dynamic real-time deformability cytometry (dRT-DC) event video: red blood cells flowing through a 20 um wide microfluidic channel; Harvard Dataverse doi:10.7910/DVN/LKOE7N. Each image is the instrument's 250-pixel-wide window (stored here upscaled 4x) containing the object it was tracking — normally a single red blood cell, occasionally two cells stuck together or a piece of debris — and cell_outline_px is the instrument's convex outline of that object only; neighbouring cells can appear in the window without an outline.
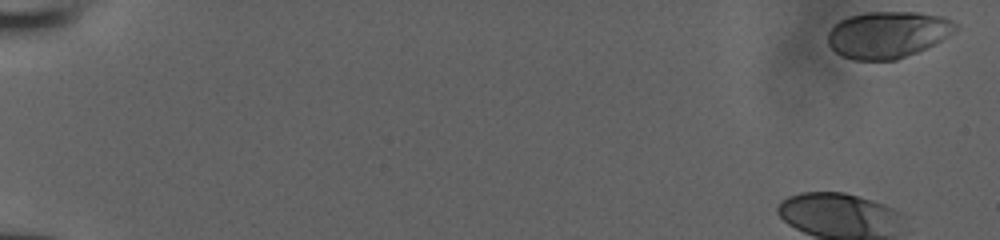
{"species": "human", "species_latin": "Homo sapiens", "temperature_condition": "room temperature", "stored_images_in_passage": 7, "camera_frame_rate_fps": 3000, "um_per_image_px": 0.085, "donor": {"sex": "male"}, "frame": {"image": 1, "passage_image": 1, "time_ms": 0.0, "image_size_px": [1000, 240], "cell_outline_px": [[960, 24], [956, 32], [936, 44], [896, 60], [852, 60], [836, 52], [828, 44], [828, 32], [840, 20], [852, 16], [868, 12], [920, 12], [944, 16]], "centroid_in_image_um": [75.53, 2.94], "position_along_channel_um": 9.5, "area_um2": 34.97}}